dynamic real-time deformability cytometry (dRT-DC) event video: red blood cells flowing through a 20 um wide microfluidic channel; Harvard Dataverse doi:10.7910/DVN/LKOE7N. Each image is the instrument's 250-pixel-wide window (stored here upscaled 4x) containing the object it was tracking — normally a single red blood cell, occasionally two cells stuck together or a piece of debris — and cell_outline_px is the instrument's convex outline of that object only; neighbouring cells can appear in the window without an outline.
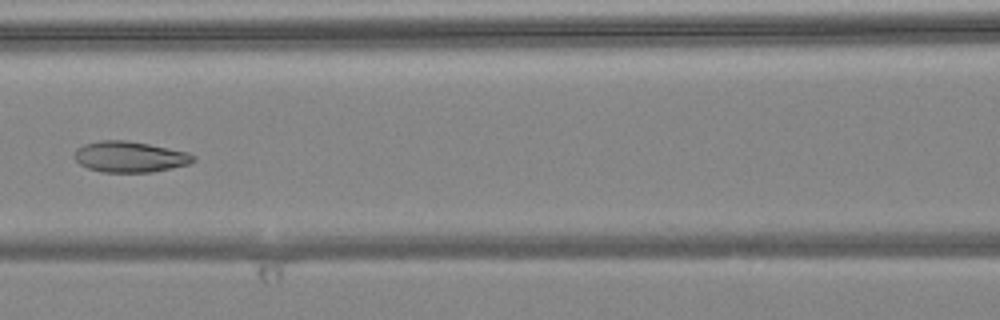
{"species": "common noctule bat (a hibernating species)", "species_latin": "Nyctalus noctula", "temperature_condition": "warm", "stored_images_in_passage": 7, "camera_frame_rate_fps": 3000, "um_per_image_px": 0.085, "animal": {"sex": "female", "body_mass_g": 24.6, "forearm_length_mm": 56.2}, "frame": {"image": 1, "passage_image": 7, "time_ms": 2.0, "image_size_px": [1000, 320], "cell_outline_px": [[196, 160], [188, 164], [172, 168], [152, 172], [104, 172], [88, 168], [80, 164], [76, 160], [76, 148], [84, 144], [100, 140], [124, 140], [148, 144], [188, 152], [196, 156]], "centroid_in_image_um": [11.06, 13.33], "position_along_channel_um": 155.5, "area_um2": 21.27}}